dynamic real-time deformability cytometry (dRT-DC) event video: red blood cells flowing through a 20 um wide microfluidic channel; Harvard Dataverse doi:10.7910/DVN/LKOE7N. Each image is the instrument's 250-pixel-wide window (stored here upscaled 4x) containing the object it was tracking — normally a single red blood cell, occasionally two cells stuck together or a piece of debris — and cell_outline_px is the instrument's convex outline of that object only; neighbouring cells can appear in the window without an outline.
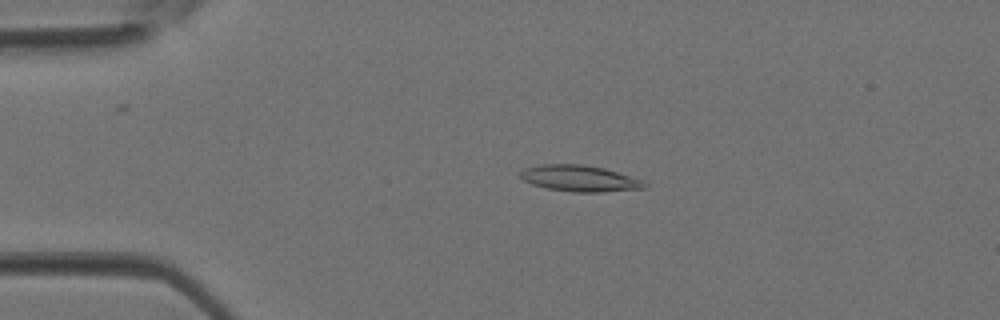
{"species": "Egyptian fruit bat (a non-hibernating species)", "species_latin": "Rousettus aegyptiacus", "temperature_condition": "room temperature", "stored_images_in_passage": 4, "camera_frame_rate_fps": 3000, "um_per_image_px": 0.085, "animal": {"sex": "female"}, "frame": {"image": 1, "passage_image": 2, "time_ms": 0.333, "image_size_px": [1000, 320], "cell_outline_px": [[648, 188], [600, 192], [572, 192], [548, 188], [532, 184], [524, 180], [520, 176], [520, 172], [524, 168], [544, 164], [580, 164], [604, 168], [640, 180], [648, 184]], "centroid_in_image_um": [49.26, 15.17], "position_along_channel_um": 35.7, "area_um2": 18.73}}
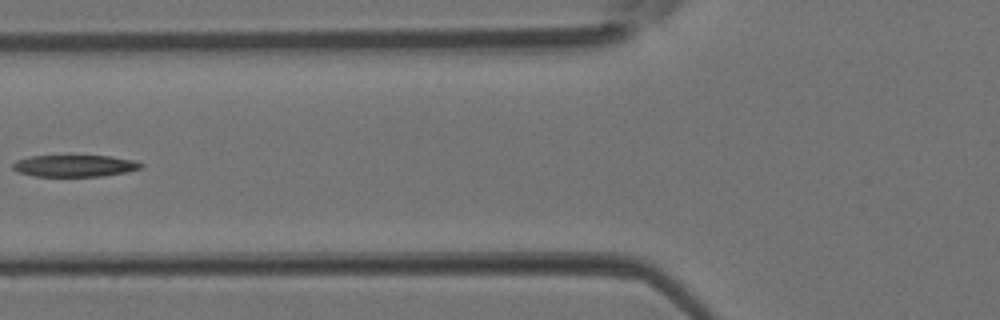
{"frame": {"image": 2, "passage_image": 4, "time_ms": 1.0, "image_size_px": [1000, 320], "cell_outline_px": [[144, 164], [140, 168], [128, 172], [100, 176], [32, 176], [20, 172], [12, 168], [12, 164], [16, 160], [28, 156], [68, 152], [112, 156], [136, 160]], "centroid_in_image_um": [6.33, 14.02], "position_along_channel_um": 119.5, "area_um2": 17.51}}